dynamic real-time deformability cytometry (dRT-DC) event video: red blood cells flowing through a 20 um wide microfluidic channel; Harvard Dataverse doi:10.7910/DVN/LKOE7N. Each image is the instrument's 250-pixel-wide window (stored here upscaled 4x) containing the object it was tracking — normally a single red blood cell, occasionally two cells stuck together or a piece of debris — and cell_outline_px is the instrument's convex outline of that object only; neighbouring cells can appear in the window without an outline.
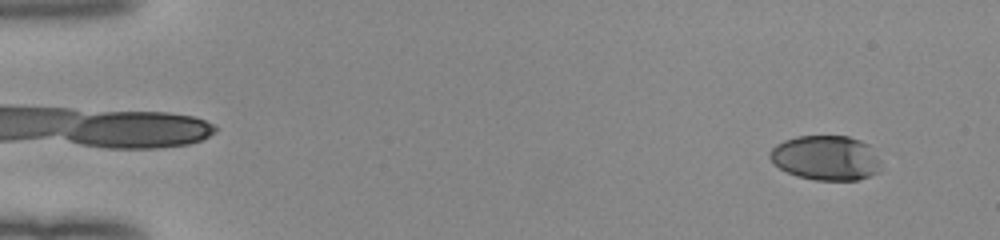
{"species": "human", "species_latin": "Homo sapiens", "temperature_condition": "room temperature", "stored_images_in_passage": 52, "camera_frame_rate_fps": 3000, "um_per_image_px": 0.085, "donor": {"sex": "female"}, "frame": {"image": 1, "passage_image": 4, "time_ms": 1.0, "image_size_px": [1000, 240], "cell_outline_px": [[880, 172], [856, 180], [816, 180], [796, 176], [780, 168], [768, 156], [768, 152], [776, 144], [784, 140], [796, 136], [848, 136], [860, 140], [868, 144], [880, 160]], "centroid_in_image_um": [70.2, 13.41], "position_along_channel_um": 14.8, "area_um2": 29.02}}
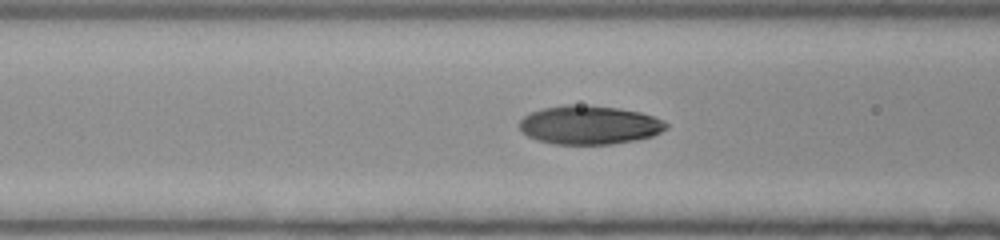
{"frame": {"image": 2, "passage_image": 22, "time_ms": 7.0, "image_size_px": [1000, 240], "cell_outline_px": [[668, 128], [652, 136], [636, 140], [612, 144], [552, 144], [536, 140], [520, 132], [520, 120], [528, 112], [544, 108], [564, 104], [572, 104], [616, 108], [640, 112], [664, 120], [668, 124]], "centroid_in_image_um": [50.07, 10.63], "position_along_channel_um": 116.5, "area_um2": 33.23}}
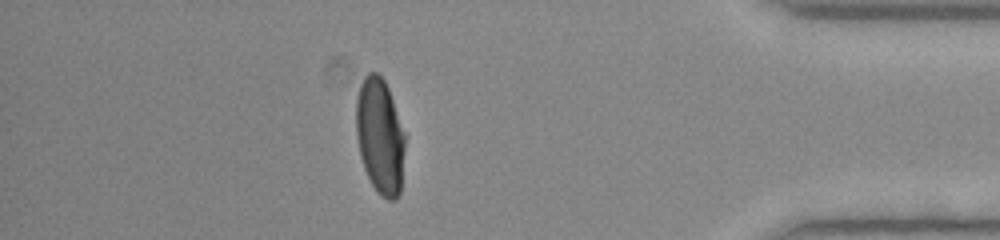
{"frame": {"image": 3, "passage_image": 46, "time_ms": 15.0, "image_size_px": [1000, 240], "cell_outline_px": [[404, 148], [400, 192], [396, 200], [388, 200], [380, 196], [372, 184], [364, 168], [360, 156], [356, 136], [356, 96], [360, 84], [364, 76], [368, 72], [376, 72], [384, 80], [388, 88], [404, 132]], "centroid_in_image_um": [32.27, 11.57], "position_along_channel_um": 402.9, "area_um2": 32.89}, "authors_computed_cell_mechanics": {"area_um2": 32.8304, "velocity_mm_per_s": 4.0196, "shape_relaxation_time_tau1_ms": 4.2057, "shape_relaxation_time_tau2_ms": 1.0055, "deformation_change_tau1": 0.2012, "deformation_change_tau2": 0.0422}}